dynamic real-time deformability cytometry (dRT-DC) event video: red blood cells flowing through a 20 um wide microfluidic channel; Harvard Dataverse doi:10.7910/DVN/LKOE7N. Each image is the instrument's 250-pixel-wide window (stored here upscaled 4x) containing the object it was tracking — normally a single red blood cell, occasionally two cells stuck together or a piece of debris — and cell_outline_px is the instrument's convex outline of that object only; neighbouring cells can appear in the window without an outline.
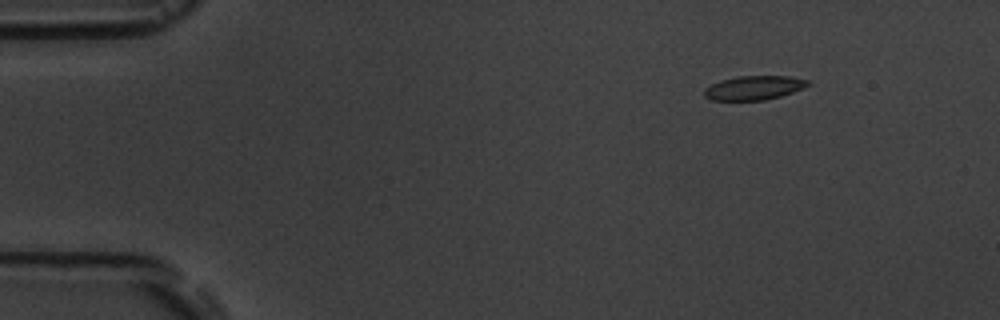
{"species": "common noctule bat (a hibernating species)", "species_latin": "Nyctalus noctula", "temperature_condition": "room temperature", "stored_images_in_passage": 5, "camera_frame_rate_fps": 3000, "um_per_image_px": 0.085, "animal": {"sex": "male", "body_mass_g": 19.5, "forearm_length_mm": 54.6}, "frame": {"image": 1, "passage_image": 3, "time_ms": 2.333, "image_size_px": [1000, 320], "cell_outline_px": [[812, 84], [804, 88], [780, 96], [764, 100], [712, 100], [704, 96], [704, 88], [720, 80], [740, 76], [788, 76], [808, 80]], "centroid_in_image_um": [64.09, 7.46], "position_along_channel_um": 20.9, "area_um2": 14.51}}